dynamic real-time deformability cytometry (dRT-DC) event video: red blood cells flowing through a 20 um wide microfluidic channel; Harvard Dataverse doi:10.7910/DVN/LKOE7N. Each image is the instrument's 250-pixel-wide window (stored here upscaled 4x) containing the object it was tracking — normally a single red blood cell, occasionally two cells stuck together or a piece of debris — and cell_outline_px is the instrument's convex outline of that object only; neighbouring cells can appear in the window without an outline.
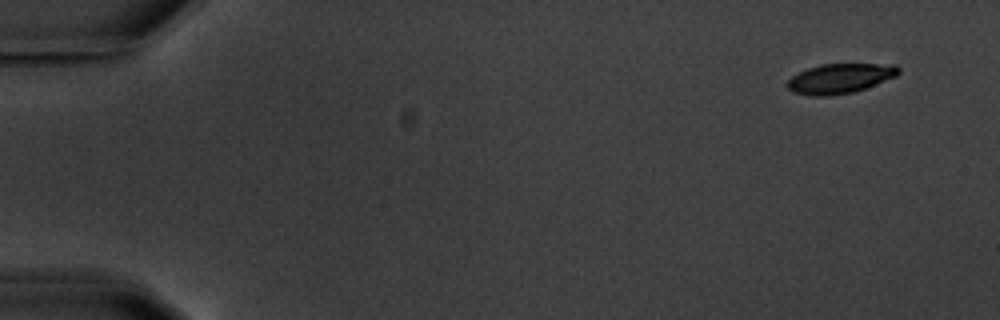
{"species": "common noctule bat (a hibernating species)", "species_latin": "Nyctalus noctula", "temperature_condition": "warm", "stored_images_in_passage": 5, "camera_frame_rate_fps": 3000, "um_per_image_px": 0.085, "animal": {"sex": "male", "body_mass_g": 20.1, "forearm_length_mm": 53.5}, "frame": {"image": 1, "passage_image": 1, "time_ms": 0.0, "image_size_px": [1000, 320], "cell_outline_px": [[900, 72], [896, 76], [864, 88], [852, 92], [828, 96], [812, 96], [792, 92], [788, 88], [788, 80], [792, 76], [808, 68], [820, 64], [896, 64], [900, 68]], "centroid_in_image_um": [71.4, 6.66], "position_along_channel_um": 13.6, "area_um2": 19.13}}
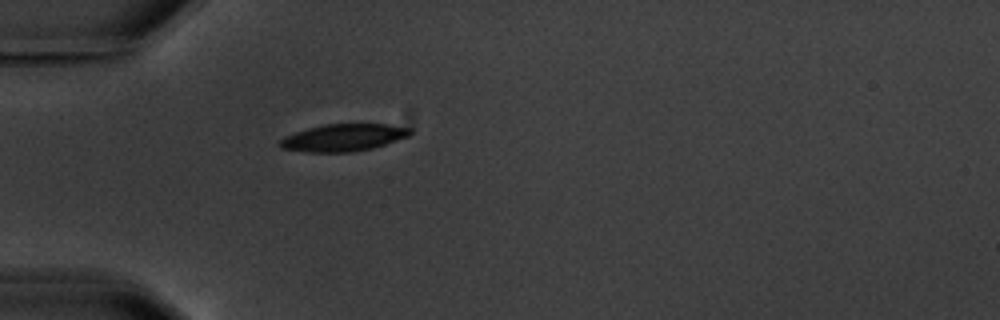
{"frame": {"image": 2, "passage_image": 5, "time_ms": 4.667, "image_size_px": [1000, 320], "cell_outline_px": [[412, 132], [408, 136], [372, 148], [352, 152], [308, 152], [280, 148], [276, 144], [284, 136], [308, 128], [324, 124], [388, 124], [412, 128]], "centroid_in_image_um": [29.15, 11.69], "position_along_channel_um": 55.8, "area_um2": 20.63}}